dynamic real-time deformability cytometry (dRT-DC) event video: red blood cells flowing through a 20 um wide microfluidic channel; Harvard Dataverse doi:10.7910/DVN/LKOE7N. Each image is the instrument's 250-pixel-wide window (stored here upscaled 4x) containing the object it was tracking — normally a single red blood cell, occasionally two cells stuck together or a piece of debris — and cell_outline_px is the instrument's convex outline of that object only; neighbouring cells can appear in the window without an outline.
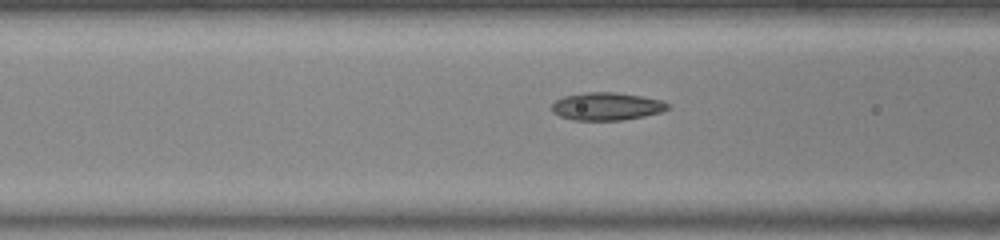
{"species": "common noctule bat (a hibernating species)", "species_latin": "Nyctalus noctula", "temperature_condition": "warm", "stored_images_in_passage": 14, "camera_frame_rate_fps": 3000, "um_per_image_px": 0.085, "animal": {"sex": "female", "body_mass_g": 23.0, "forearm_length_mm": 53.4}, "frame": {"image": 1, "passage_image": 12, "time_ms": 3.667, "image_size_px": [1000, 240], "cell_outline_px": [[668, 108], [660, 112], [644, 116], [620, 120], [572, 120], [560, 116], [552, 112], [552, 104], [556, 100], [564, 96], [588, 92], [616, 92], [664, 100], [668, 104]], "centroid_in_image_um": [51.55, 9.04], "position_along_channel_um": 115.0, "area_um2": 18.67}}